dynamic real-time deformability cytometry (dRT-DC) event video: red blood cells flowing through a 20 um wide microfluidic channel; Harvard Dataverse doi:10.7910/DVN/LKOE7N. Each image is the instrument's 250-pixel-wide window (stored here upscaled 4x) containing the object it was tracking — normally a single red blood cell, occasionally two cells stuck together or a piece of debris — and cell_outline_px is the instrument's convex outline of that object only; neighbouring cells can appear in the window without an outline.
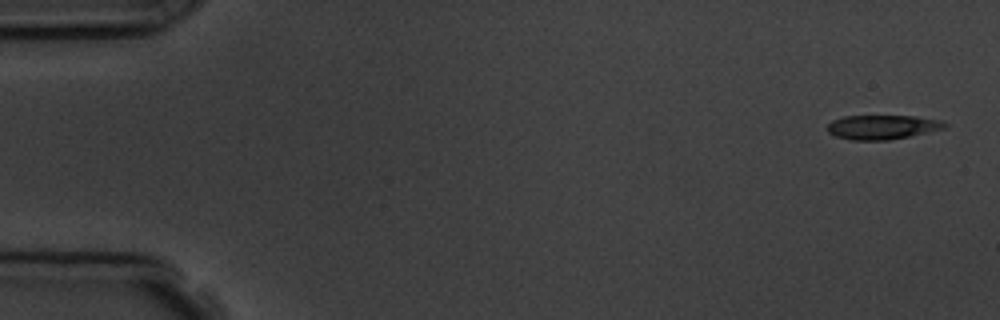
{"species": "common noctule bat (a hibernating species)", "species_latin": "Nyctalus noctula", "temperature_condition": "room temperature", "stored_images_in_passage": 9, "camera_frame_rate_fps": 3000, "um_per_image_px": 0.085, "animal": {"sex": "male", "body_mass_g": 19.5, "forearm_length_mm": 54.6}, "frame": {"image": 1, "passage_image": 1, "time_ms": 0.0, "image_size_px": [1000, 320], "cell_outline_px": [[948, 124], [944, 128], [908, 136], [888, 140], [852, 140], [836, 136], [828, 132], [828, 124], [832, 120], [844, 116], [916, 116], [940, 120]], "centroid_in_image_um": [74.97, 10.8], "position_along_channel_um": 10.0, "area_um2": 16.42}}
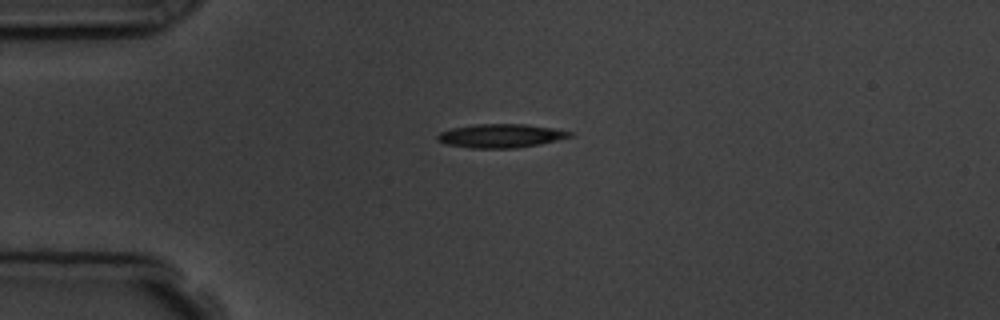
{"frame": {"image": 2, "passage_image": 4, "time_ms": 3.667, "image_size_px": [1000, 320], "cell_outline_px": [[572, 136], [540, 144], [516, 148], [472, 148], [444, 144], [436, 136], [440, 132], [452, 128], [476, 124], [524, 124], [552, 128], [572, 132]], "centroid_in_image_um": [42.55, 11.54], "position_along_channel_um": 42.5, "area_um2": 18.09}}